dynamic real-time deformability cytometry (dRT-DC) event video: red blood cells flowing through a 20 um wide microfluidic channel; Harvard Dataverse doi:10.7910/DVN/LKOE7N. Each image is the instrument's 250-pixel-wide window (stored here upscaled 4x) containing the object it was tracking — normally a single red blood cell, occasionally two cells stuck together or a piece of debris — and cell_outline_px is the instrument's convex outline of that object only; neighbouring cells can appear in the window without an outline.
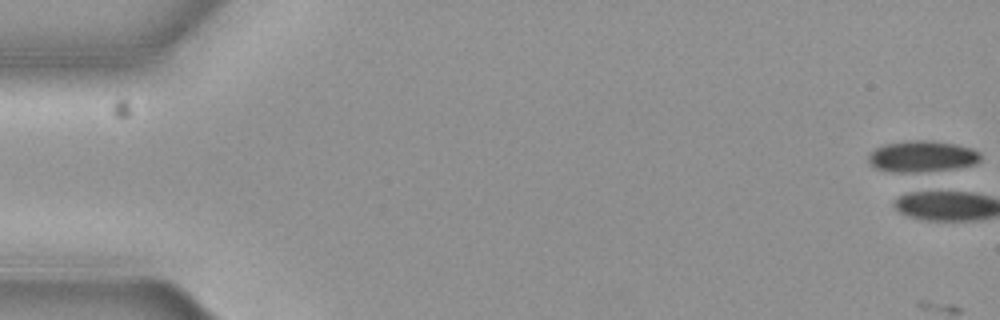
{"species": "common noctule bat (a hibernating species)", "species_latin": "Nyctalus noctula", "temperature_condition": "cold", "stored_images_in_passage": 7, "camera_frame_rate_fps": 3000, "um_per_image_px": 0.085, "animal": {"sex": "female", "body_mass_g": 19.3, "forearm_length_mm": 54.1}, "frame": {"image": 1, "passage_image": 1, "time_ms": 0.0, "image_size_px": [1000, 320], "cell_outline_px": [[980, 160], [976, 164], [956, 168], [908, 176], [876, 168], [868, 160], [868, 156], [876, 148], [884, 144], [908, 140], [924, 140], [956, 144], [972, 148], [980, 152]], "centroid_in_image_um": [78.38, 13.34], "position_along_channel_um": 6.6, "area_um2": 21.15}}
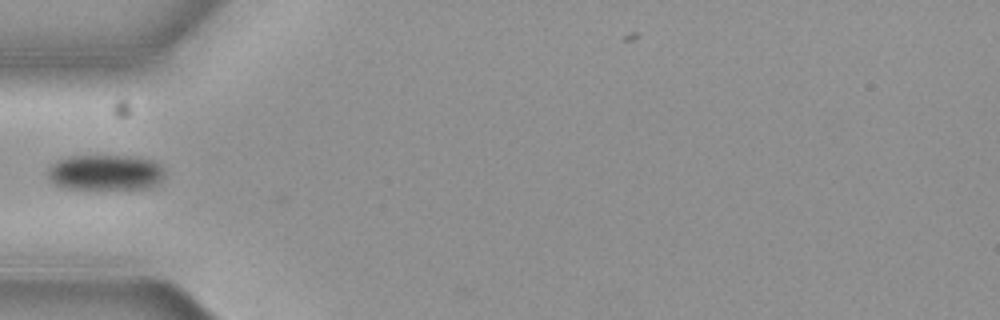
{"frame": {"image": 2, "passage_image": 6, "time_ms": 1.667, "image_size_px": [1000, 320], "cell_outline_px": [[164, 176], [156, 184], [148, 188], [64, 188], [56, 184], [48, 176], [48, 168], [56, 160], [68, 156], [132, 156], [152, 160], [160, 164], [164, 168]], "centroid_in_image_um": [8.97, 14.64], "position_along_channel_um": 76.0, "area_um2": 24.1}}